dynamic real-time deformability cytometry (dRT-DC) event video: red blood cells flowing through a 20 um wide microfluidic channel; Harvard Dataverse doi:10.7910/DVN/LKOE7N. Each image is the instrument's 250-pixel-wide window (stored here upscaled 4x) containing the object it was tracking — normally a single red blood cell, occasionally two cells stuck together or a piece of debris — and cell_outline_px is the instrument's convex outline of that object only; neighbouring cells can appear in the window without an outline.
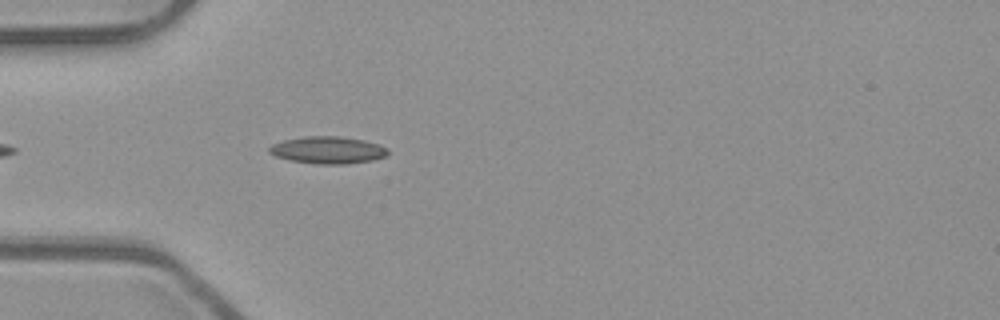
{"species": "common noctule bat (a hibernating species)", "species_latin": "Nyctalus noctula", "temperature_condition": "room temperature", "stored_images_in_passage": 12, "camera_frame_rate_fps": 3000, "um_per_image_px": 0.085, "animal": {"sex": "male", "body_mass_g": 23.1, "forearm_length_mm": 52.7}, "frame": {"image": 1, "passage_image": 6, "time_ms": 1.667, "image_size_px": [1000, 320], "cell_outline_px": [[388, 156], [372, 160], [348, 164], [320, 164], [288, 160], [276, 156], [268, 152], [268, 148], [272, 144], [284, 140], [304, 136], [340, 136], [364, 140], [380, 144], [388, 148]], "centroid_in_image_um": [27.89, 12.75], "position_along_channel_um": 57.1, "area_um2": 18.96}}